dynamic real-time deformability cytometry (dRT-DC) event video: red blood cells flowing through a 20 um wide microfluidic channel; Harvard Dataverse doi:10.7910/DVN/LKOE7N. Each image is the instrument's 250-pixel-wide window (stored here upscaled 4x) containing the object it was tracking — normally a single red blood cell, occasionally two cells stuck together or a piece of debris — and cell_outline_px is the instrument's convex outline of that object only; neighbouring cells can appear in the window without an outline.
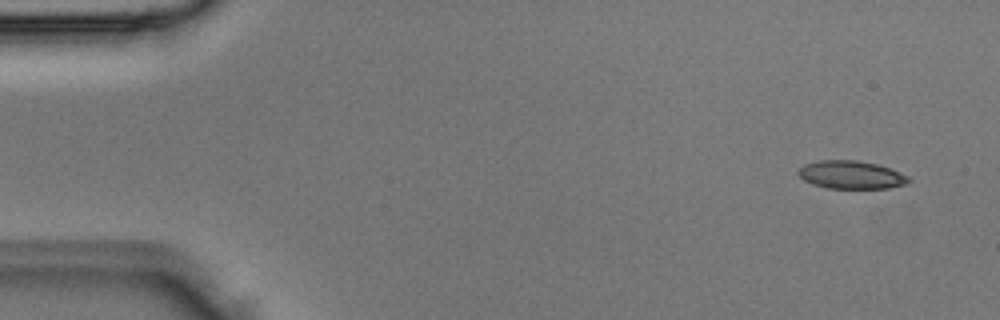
{"species": "Egyptian fruit bat (a non-hibernating species)", "species_latin": "Rousettus aegyptiacus", "temperature_condition": "room temperature", "stored_images_in_passage": 3, "camera_frame_rate_fps": 3000, "um_per_image_px": 0.085, "animal": {"sex": "male"}, "frame": {"image": 1, "passage_image": 1, "time_ms": 0.0, "image_size_px": [1000, 320], "cell_outline_px": [[912, 180], [908, 184], [888, 188], [828, 188], [812, 184], [804, 180], [796, 172], [804, 164], [816, 160], [856, 160], [876, 164], [888, 168], [908, 176]], "centroid_in_image_um": [72.33, 14.86], "position_along_channel_um": 12.7, "area_um2": 18.03}}